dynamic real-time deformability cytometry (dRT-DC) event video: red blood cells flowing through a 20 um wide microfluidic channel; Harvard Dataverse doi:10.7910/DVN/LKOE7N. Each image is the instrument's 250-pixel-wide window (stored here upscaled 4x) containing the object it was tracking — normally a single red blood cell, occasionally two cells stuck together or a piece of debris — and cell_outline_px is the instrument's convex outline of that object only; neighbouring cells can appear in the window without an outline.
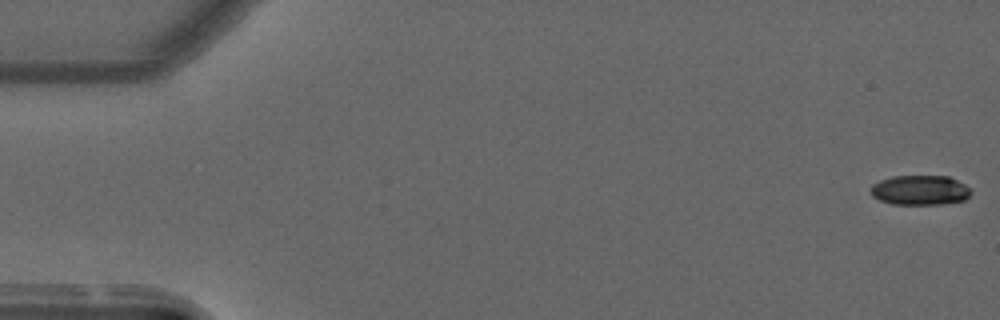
{"species": "common noctule bat (a hibernating species)", "species_latin": "Nyctalus noctula", "temperature_condition": "warm", "stored_images_in_passage": 14, "camera_frame_rate_fps": 3000, "um_per_image_px": 0.085, "animal": {"sex": "male", "forearm_length_mm": 52.5}, "frame": {"image": 1, "passage_image": 1, "time_ms": 0.0, "image_size_px": [1000, 320], "cell_outline_px": [[972, 192], [964, 200], [940, 204], [892, 204], [880, 200], [872, 196], [872, 184], [880, 180], [892, 176], [948, 176], [964, 184]], "centroid_in_image_um": [78.19, 16.16], "position_along_channel_um": 6.8, "area_um2": 17.22}}
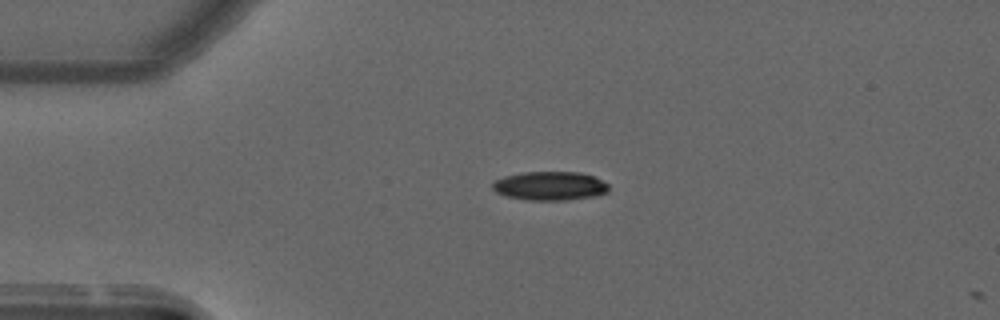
{"frame": {"image": 2, "passage_image": 13, "time_ms": 4.0, "image_size_px": [1000, 320], "cell_outline_px": [[608, 192], [596, 196], [564, 200], [524, 200], [504, 196], [496, 192], [492, 188], [492, 184], [496, 180], [504, 176], [524, 172], [580, 172], [592, 176], [608, 184]], "centroid_in_image_um": [46.72, 15.81], "position_along_channel_um": 38.3, "area_um2": 19.54}}